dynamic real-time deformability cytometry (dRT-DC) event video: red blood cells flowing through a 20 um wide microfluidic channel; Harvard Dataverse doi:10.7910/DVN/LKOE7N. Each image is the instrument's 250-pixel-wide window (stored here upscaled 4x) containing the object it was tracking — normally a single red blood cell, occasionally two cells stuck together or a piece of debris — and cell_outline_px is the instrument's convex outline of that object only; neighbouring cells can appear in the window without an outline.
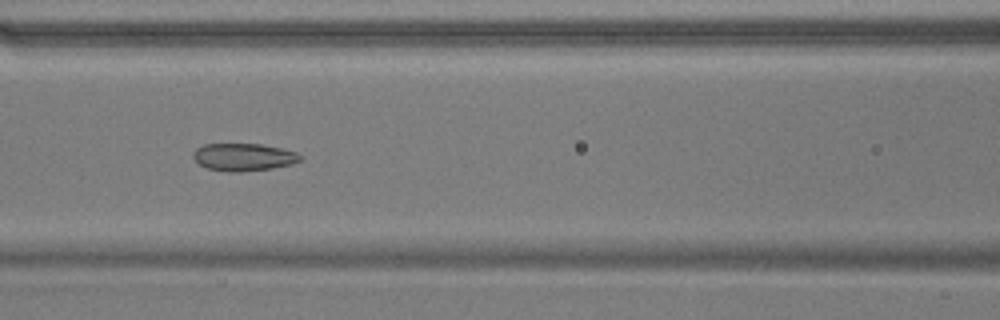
{"species": "common noctule bat (a hibernating species)", "species_latin": "Nyctalus noctula", "temperature_condition": "warm", "stored_images_in_passage": 55, "camera_frame_rate_fps": 3000, "um_per_image_px": 0.085, "animal": {"sex": "male", "body_mass_g": 17.9}, "frame": {"image": 1, "passage_image": 23, "time_ms": 7.333, "image_size_px": [1000, 320], "cell_outline_px": [[304, 156], [300, 160], [292, 164], [272, 168], [240, 172], [228, 172], [208, 168], [200, 164], [192, 156], [192, 152], [196, 148], [204, 144], [260, 144], [280, 148], [296, 152]], "centroid_in_image_um": [20.7, 13.35], "position_along_channel_um": 145.9, "area_um2": 17.17}}
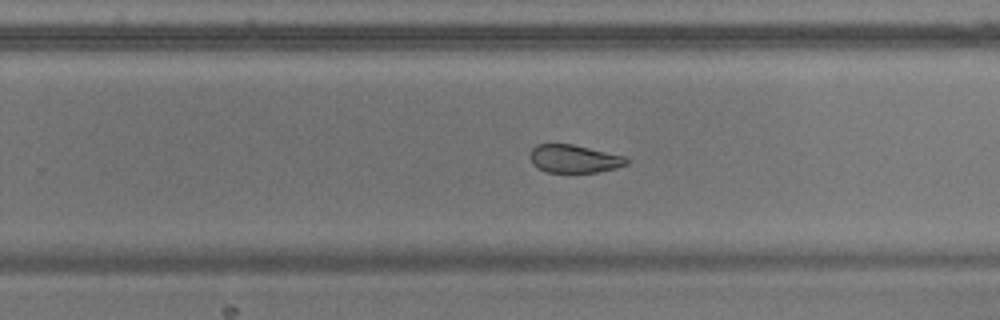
{"frame": {"image": 2, "passage_image": 34, "time_ms": 11.0, "image_size_px": [1000, 320], "cell_outline_px": [[628, 164], [616, 168], [596, 172], [548, 172], [532, 164], [528, 156], [532, 148], [536, 144], [572, 144], [624, 156], [628, 160]], "centroid_in_image_um": [48.77, 13.49], "position_along_channel_um": 281.0, "area_um2": 15.66}}
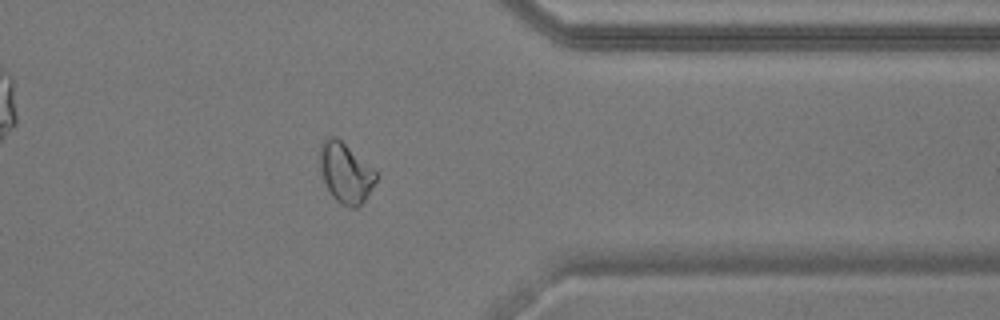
{"frame": {"image": 3, "passage_image": 43, "time_ms": 14.0, "image_size_px": [1000, 320], "cell_outline_px": [[376, 180], [372, 188], [364, 200], [356, 208], [352, 208], [340, 204], [332, 196], [320, 172], [320, 144], [324, 140], [332, 136], [336, 136], [372, 168], [376, 172]], "centroid_in_image_um": [29.35, 14.7], "position_along_channel_um": 382.0, "area_um2": 19.25}, "authors_computed_cell_mechanics": {"area_um2": 20.1722, "velocity_mm_per_s": 3.6953, "shape_relaxation_time_tau1_ms": null, "shape_relaxation_time_tau2_ms": 1.5887, "deformation_change_tau1": null, "deformation_change_tau2": 0.0655}}